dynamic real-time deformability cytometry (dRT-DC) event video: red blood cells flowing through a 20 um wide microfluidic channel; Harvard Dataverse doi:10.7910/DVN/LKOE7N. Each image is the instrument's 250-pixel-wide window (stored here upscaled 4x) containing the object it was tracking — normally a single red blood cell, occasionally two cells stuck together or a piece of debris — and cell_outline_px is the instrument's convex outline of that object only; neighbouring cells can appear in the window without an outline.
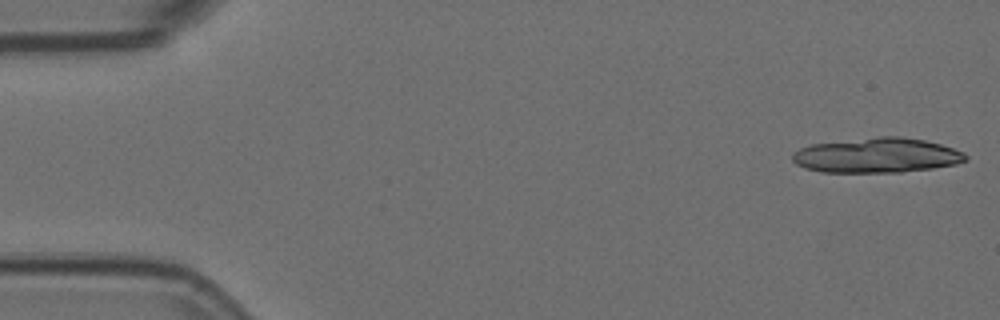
{"species": "Egyptian fruit bat (a non-hibernating species)", "species_latin": "Rousettus aegyptiacus", "temperature_condition": "room temperature", "stored_images_in_passage": 5, "camera_frame_rate_fps": 3000, "um_per_image_px": 0.085, "animal": {"sex": "female"}, "frame": {"image": 1, "passage_image": 1, "time_ms": 0.0, "image_size_px": [1000, 320], "cell_outline_px": [[968, 160], [956, 164], [932, 168], [900, 172], [820, 172], [804, 168], [796, 164], [792, 160], [792, 156], [800, 148], [812, 144], [880, 136], [900, 136], [924, 140], [940, 144], [964, 152], [968, 156]], "centroid_in_image_um": [74.55, 13.21], "position_along_channel_um": 10.5, "area_um2": 35.14}}